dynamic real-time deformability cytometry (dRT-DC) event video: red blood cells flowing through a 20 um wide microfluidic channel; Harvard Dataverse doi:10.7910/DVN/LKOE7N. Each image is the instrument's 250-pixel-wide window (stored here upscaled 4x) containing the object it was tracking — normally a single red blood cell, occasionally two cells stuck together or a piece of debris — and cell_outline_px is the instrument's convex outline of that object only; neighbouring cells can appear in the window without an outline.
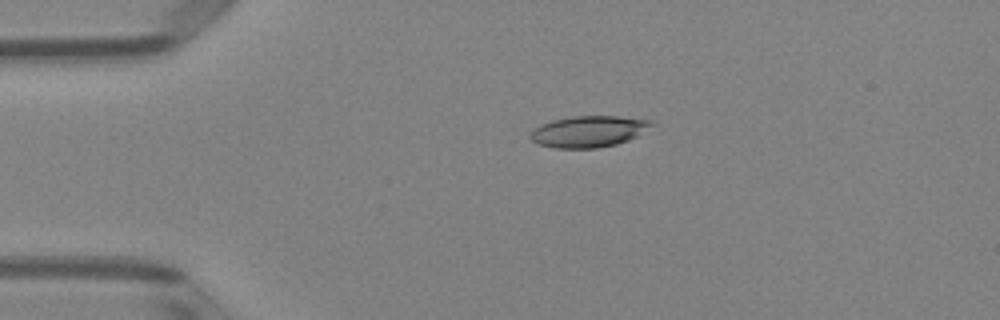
{"species": "Egyptian fruit bat (a non-hibernating species)", "species_latin": "Rousettus aegyptiacus", "temperature_condition": "room temperature", "stored_images_in_passage": 51, "camera_frame_rate_fps": 3000, "um_per_image_px": 0.085, "animal": {"sex": "female"}, "frame": {"image": 1, "passage_image": 11, "time_ms": 3.333, "image_size_px": [1000, 320], "cell_outline_px": [[652, 124], [636, 136], [628, 140], [616, 144], [596, 148], [556, 148], [536, 144], [528, 136], [540, 124], [552, 120], [572, 116], [616, 116], [652, 120]], "centroid_in_image_um": [49.97, 11.17], "position_along_channel_um": 35.0, "area_um2": 21.91}}
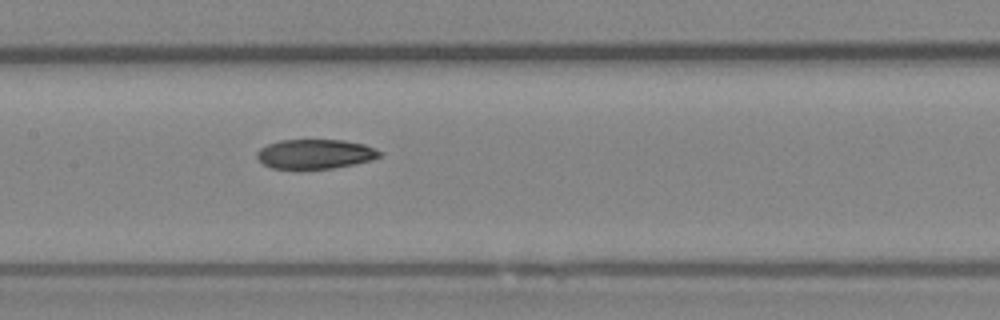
{"frame": {"image": 2, "passage_image": 25, "time_ms": 8.0, "image_size_px": [1000, 320], "cell_outline_px": [[384, 152], [380, 156], [372, 160], [332, 168], [272, 168], [264, 164], [256, 156], [256, 152], [260, 148], [268, 144], [280, 140], [344, 140], [364, 144], [376, 148]], "centroid_in_image_um": [26.82, 13.07], "position_along_channel_um": 180.6, "area_um2": 20.98}}
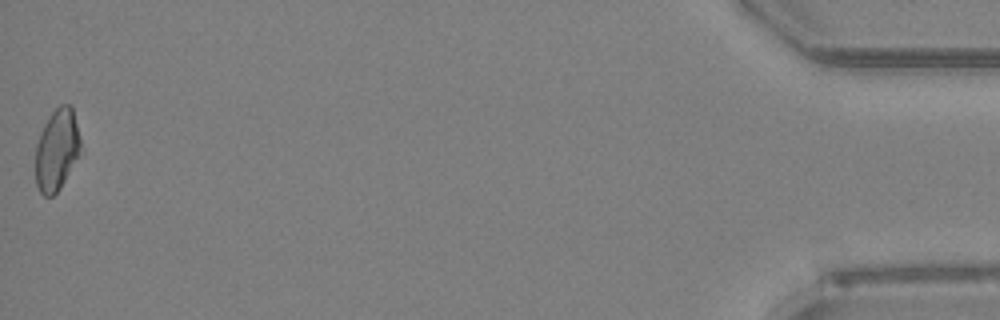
{"frame": {"image": 3, "passage_image": 51, "time_ms": 16.667, "image_size_px": [1000, 320], "cell_outline_px": [[80, 148], [60, 188], [52, 196], [44, 196], [40, 192], [36, 184], [36, 144], [40, 132], [48, 116], [60, 104], [72, 104], [80, 140]], "centroid_in_image_um": [4.8, 12.69], "position_along_channel_um": 430.4, "area_um2": 20.98}, "authors_computed_cell_mechanics": {"area_um2": 21.964, "velocity_mm_per_s": 3.9806, "shape_relaxation_time_tau1_ms": null, "shape_relaxation_time_tau2_ms": 6.7467, "deformation_change_tau1": null, "deformation_change_tau2": 0.1349}}